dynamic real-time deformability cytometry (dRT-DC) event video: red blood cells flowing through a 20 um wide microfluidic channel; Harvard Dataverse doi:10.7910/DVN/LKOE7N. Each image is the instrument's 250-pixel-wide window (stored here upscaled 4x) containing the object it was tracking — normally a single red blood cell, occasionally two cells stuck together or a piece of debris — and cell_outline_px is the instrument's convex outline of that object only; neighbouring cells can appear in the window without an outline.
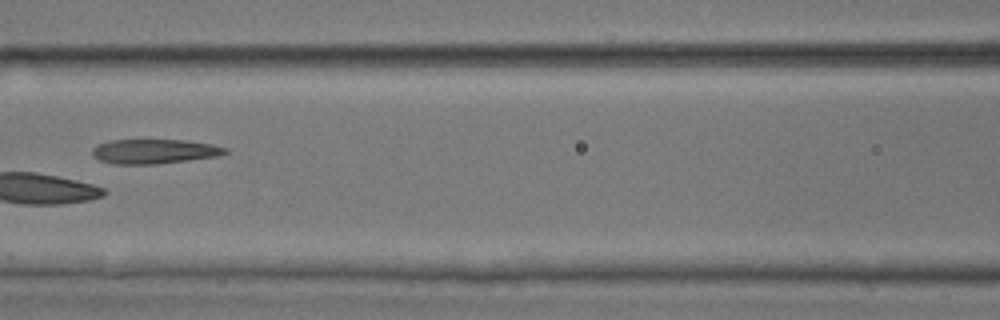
{"species": "common noctule bat (a hibernating species)", "species_latin": "Nyctalus noctula", "temperature_condition": "room temperature", "stored_images_in_passage": 5, "camera_frame_rate_fps": 3000, "um_per_image_px": 0.085, "animal": {"sex": "male", "body_mass_g": 17.9, "forearm_length_mm": 54.2}, "frame": {"image": 1, "passage_image": 3, "time_ms": 0.667, "image_size_px": [1000, 320], "cell_outline_px": [[228, 152], [220, 156], [156, 164], [116, 164], [100, 160], [92, 156], [92, 148], [108, 140], [188, 140], [212, 144], [228, 148]], "centroid_in_image_um": [13.14, 12.86], "position_along_channel_um": 153.5, "area_um2": 19.07}}
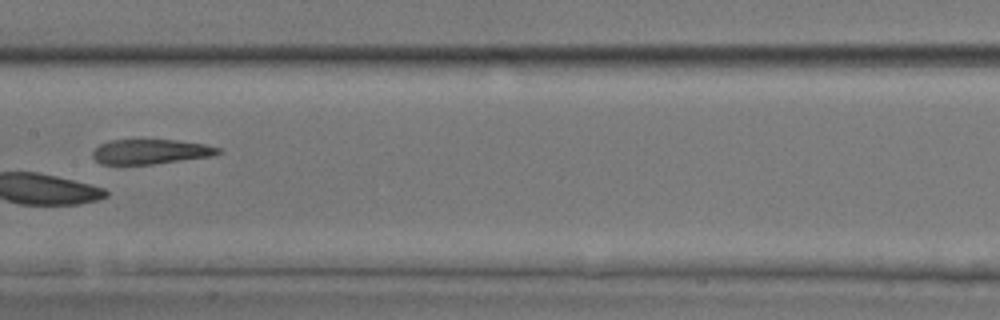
{"frame": {"image": 2, "passage_image": 4, "time_ms": 1.0, "image_size_px": [1000, 320], "cell_outline_px": [[224, 152], [212, 156], [152, 164], [100, 164], [92, 156], [92, 152], [100, 144], [108, 140], [176, 140], [204, 144], [220, 148]], "centroid_in_image_um": [12.81, 12.89], "position_along_channel_um": 194.6, "area_um2": 18.09}}